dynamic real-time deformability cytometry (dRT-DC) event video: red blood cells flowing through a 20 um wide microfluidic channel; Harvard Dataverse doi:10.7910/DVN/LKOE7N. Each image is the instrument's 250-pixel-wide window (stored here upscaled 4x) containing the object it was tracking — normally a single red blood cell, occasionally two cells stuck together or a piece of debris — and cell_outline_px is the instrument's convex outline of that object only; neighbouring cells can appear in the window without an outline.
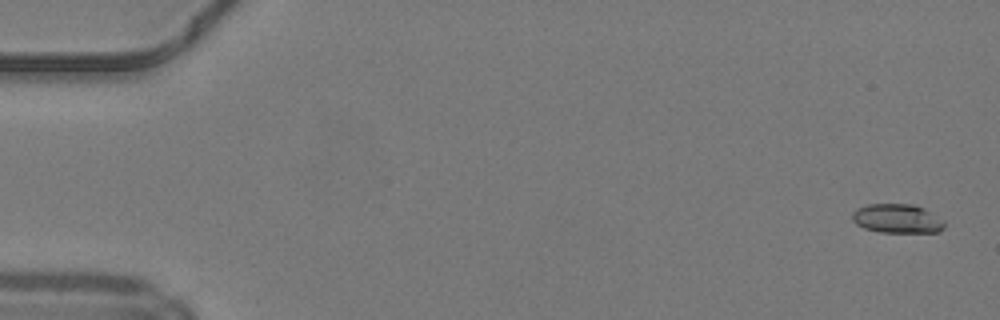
{"species": "common noctule bat (a hibernating species)", "species_latin": "Nyctalus noctula", "temperature_condition": "warm", "stored_images_in_passage": 50, "camera_frame_rate_fps": 3000, "um_per_image_px": 0.085, "animal": {"sex": "male", "body_mass_g": 19.2, "forearm_length_mm": 51.8}, "frame": {"image": 1, "passage_image": 2, "time_ms": 0.333, "image_size_px": [1000, 320], "cell_outline_px": [[944, 228], [940, 232], [880, 232], [864, 228], [856, 224], [852, 220], [852, 212], [856, 208], [868, 204], [916, 204], [924, 208], [944, 220]], "centroid_in_image_um": [76.26, 18.57], "position_along_channel_um": 8.7, "area_um2": 15.78}}
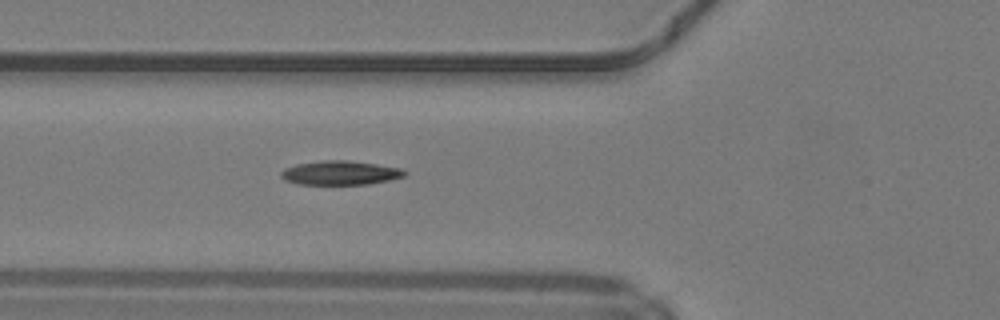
{"frame": {"image": 2, "passage_image": 19, "time_ms": 6.0, "image_size_px": [1000, 320], "cell_outline_px": [[408, 172], [404, 176], [388, 180], [368, 184], [300, 184], [288, 180], [280, 176], [280, 172], [284, 168], [296, 164], [324, 160], [348, 160], [376, 164], [400, 168]], "centroid_in_image_um": [28.92, 14.68], "position_along_channel_um": 96.9, "area_um2": 17.17}}
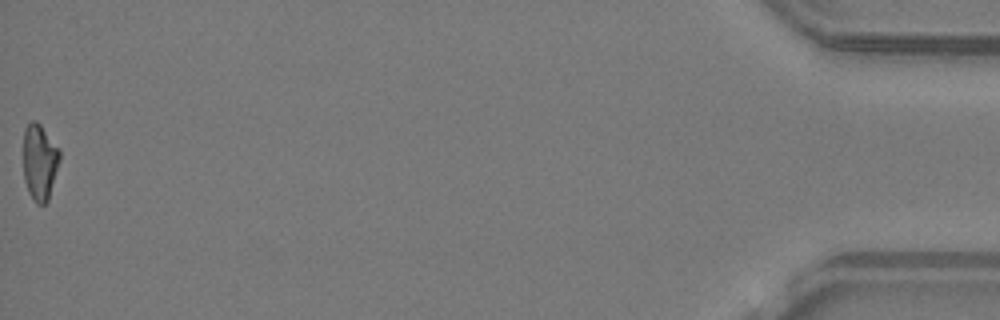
{"frame": {"image": 3, "passage_image": 50, "time_ms": 16.333, "image_size_px": [1000, 320], "cell_outline_px": [[60, 160], [48, 200], [44, 204], [36, 204], [28, 192], [24, 180], [24, 128], [32, 120], [36, 120], [40, 124], [60, 148]], "centroid_in_image_um": [3.38, 13.76], "position_along_channel_um": 431.8, "area_um2": 16.24}, "authors_computed_cell_mechanics": {"area_um2": 16.7042, "velocity_mm_per_s": 4.2168, "shape_relaxation_time_tau1_ms": 5.0457, "shape_relaxation_time_tau2_ms": 5.7651, "deformation_change_tau1": 0.2108, "deformation_change_tau2": 0.1699}}